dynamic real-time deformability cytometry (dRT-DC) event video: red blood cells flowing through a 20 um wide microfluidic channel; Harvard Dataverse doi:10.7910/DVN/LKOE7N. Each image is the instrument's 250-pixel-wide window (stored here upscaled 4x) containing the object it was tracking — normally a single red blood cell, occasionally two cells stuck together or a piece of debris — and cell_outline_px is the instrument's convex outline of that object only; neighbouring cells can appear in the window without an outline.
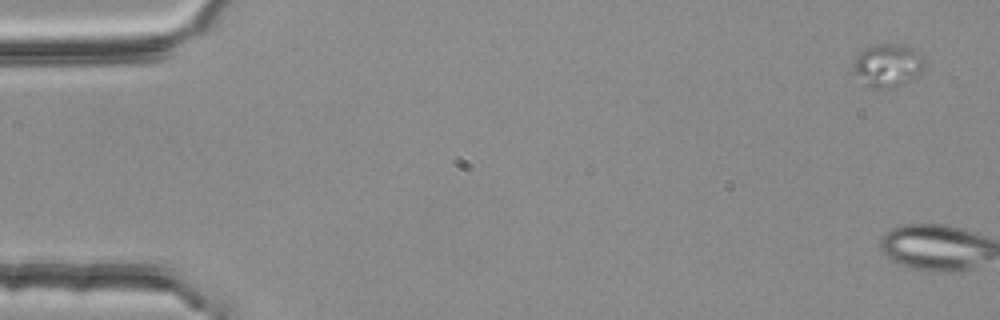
{"species": "common noctule bat (a hibernating species)", "species_latin": "Nyctalus noctula", "temperature_condition": "room temperature", "stored_images_in_passage": 4, "camera_frame_rate_fps": 3000, "um_per_image_px": 0.085, "animal": {"sex": "female", "body_mass_g": 25.1}, "frame": {"image": 1, "passage_image": 1, "time_ms": 0.0, "image_size_px": [1000, 320], "cell_outline_px": [[924, 68], [920, 72], [904, 84], [892, 88], [872, 88], [856, 72], [852, 64], [856, 56], [864, 48], [876, 44], [908, 44], [924, 56]], "centroid_in_image_um": [75.51, 5.51], "position_along_channel_um": 9.5, "area_um2": 17.74}}